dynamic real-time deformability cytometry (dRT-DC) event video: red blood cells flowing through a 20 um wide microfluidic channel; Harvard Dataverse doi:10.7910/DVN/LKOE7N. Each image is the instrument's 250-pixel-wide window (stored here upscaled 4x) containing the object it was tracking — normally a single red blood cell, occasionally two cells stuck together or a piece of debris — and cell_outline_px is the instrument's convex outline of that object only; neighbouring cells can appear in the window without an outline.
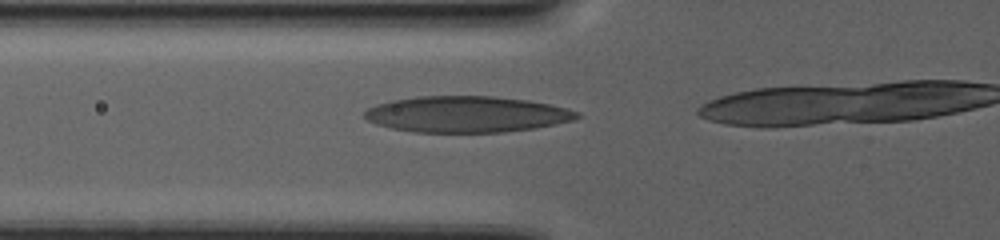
{"species": "human", "species_latin": "Homo sapiens", "temperature_condition": "warm", "stored_images_in_passage": 42, "camera_frame_rate_fps": 3000, "um_per_image_px": 0.085, "donor": {"sex": "male"}, "frame": {"image": 1, "passage_image": 33, "time_ms": 10.667, "image_size_px": [1000, 240], "cell_outline_px": [[580, 116], [576, 120], [536, 128], [504, 132], [412, 132], [392, 128], [376, 124], [368, 120], [364, 116], [364, 112], [368, 108], [376, 104], [392, 100], [416, 96], [492, 96], [528, 100], [548, 104], [580, 112]], "centroid_in_image_um": [39.67, 9.71], "position_along_channel_um": 86.1, "area_um2": 44.85}}
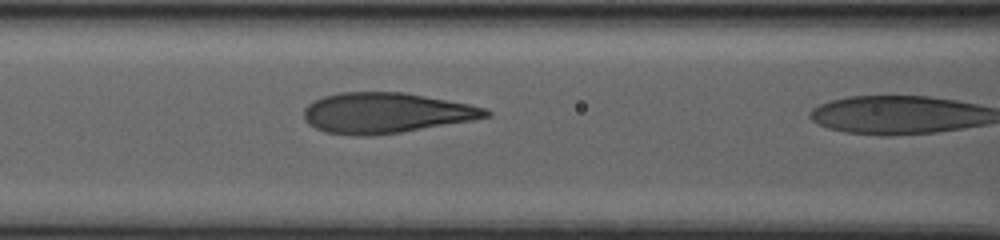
{"frame": {"image": 2, "passage_image": 41, "time_ms": 13.333, "image_size_px": [1000, 240], "cell_outline_px": [[492, 116], [472, 120], [400, 132], [368, 136], [352, 136], [324, 132], [308, 124], [304, 120], [304, 108], [312, 100], [324, 96], [340, 92], [404, 92], [468, 104], [488, 108], [492, 112]], "centroid_in_image_um": [32.77, 9.6], "position_along_channel_um": 133.8, "area_um2": 43.0}}